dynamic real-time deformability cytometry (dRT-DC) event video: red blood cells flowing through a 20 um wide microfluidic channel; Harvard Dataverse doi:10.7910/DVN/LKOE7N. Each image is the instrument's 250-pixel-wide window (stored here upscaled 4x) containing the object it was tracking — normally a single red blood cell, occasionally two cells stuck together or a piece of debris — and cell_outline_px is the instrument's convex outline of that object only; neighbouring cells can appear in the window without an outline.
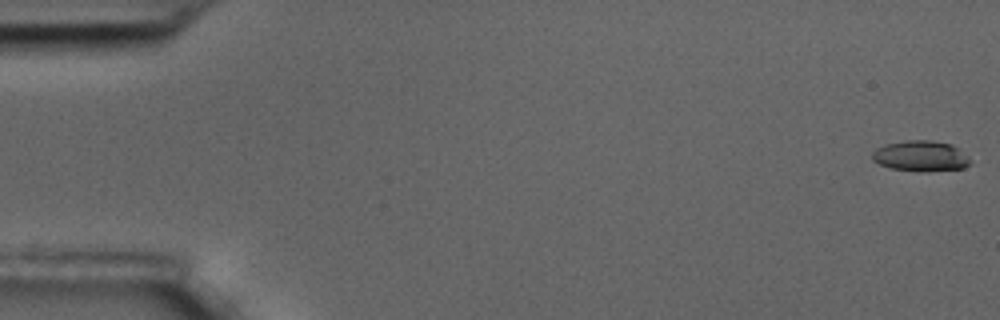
{"species": "common noctule bat (a hibernating species)", "species_latin": "Nyctalus noctula", "temperature_condition": "room temperature", "stored_images_in_passage": 59, "camera_frame_rate_fps": 3000, "um_per_image_px": 0.085, "animal": {"sex": "male", "body_mass_g": 17.5, "forearm_length_mm": 52.3}, "frame": {"image": 1, "passage_image": 1, "time_ms": 0.0, "image_size_px": [1000, 320], "cell_outline_px": [[968, 164], [964, 168], [892, 168], [880, 164], [872, 160], [872, 152], [876, 148], [884, 144], [908, 140], [928, 140], [952, 144], [960, 148], [968, 156]], "centroid_in_image_um": [78.22, 13.18], "position_along_channel_um": 6.8, "area_um2": 16.47}}
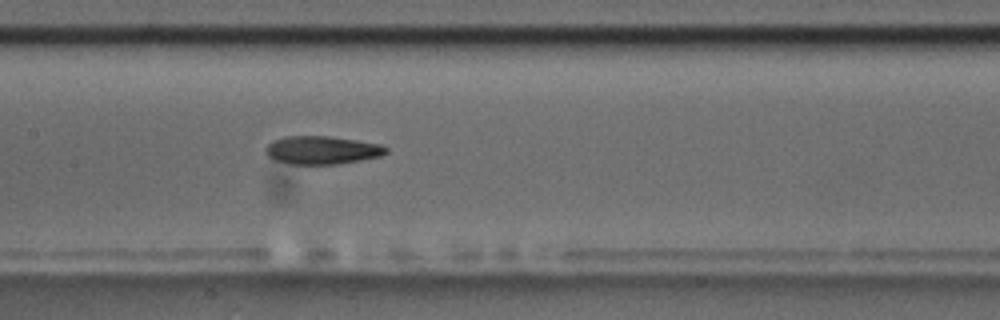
{"frame": {"image": 2, "passage_image": 29, "time_ms": 9.333, "image_size_px": [1000, 320], "cell_outline_px": [[388, 152], [380, 156], [360, 160], [336, 164], [288, 164], [272, 160], [264, 152], [264, 148], [272, 140], [284, 136], [328, 136], [384, 144], [388, 148]], "centroid_in_image_um": [27.33, 12.76], "position_along_channel_um": 180.1, "area_um2": 20.06}}
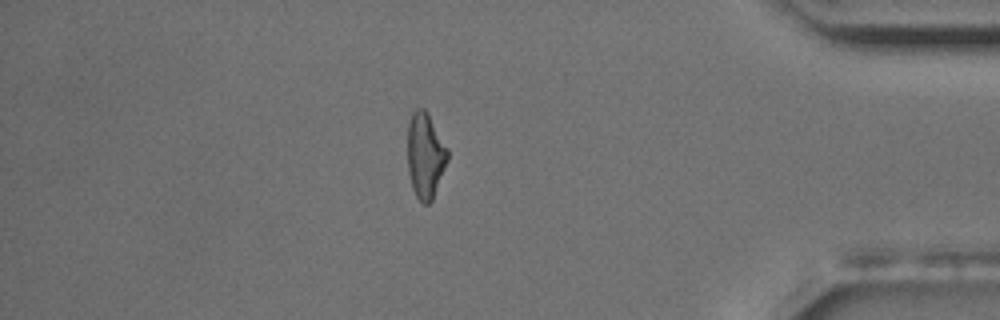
{"frame": {"image": 3, "passage_image": 51, "time_ms": 16.667, "image_size_px": [1000, 320], "cell_outline_px": [[448, 160], [432, 200], [428, 204], [424, 204], [416, 196], [412, 188], [408, 172], [408, 124], [412, 112], [416, 108], [424, 108], [428, 112], [448, 148]], "centroid_in_image_um": [36.15, 13.19], "position_along_channel_um": 399.0, "area_um2": 20.06}, "authors_computed_cell_mechanics": {"area_um2": 19.941, "velocity_mm_per_s": 3.4683, "shape_relaxation_time_tau1_ms": 9.1746, "shape_relaxation_time_tau2_ms": 5.2468, "deformation_change_tau1": 0.2198, "deformation_change_tau2": 0.1331}}